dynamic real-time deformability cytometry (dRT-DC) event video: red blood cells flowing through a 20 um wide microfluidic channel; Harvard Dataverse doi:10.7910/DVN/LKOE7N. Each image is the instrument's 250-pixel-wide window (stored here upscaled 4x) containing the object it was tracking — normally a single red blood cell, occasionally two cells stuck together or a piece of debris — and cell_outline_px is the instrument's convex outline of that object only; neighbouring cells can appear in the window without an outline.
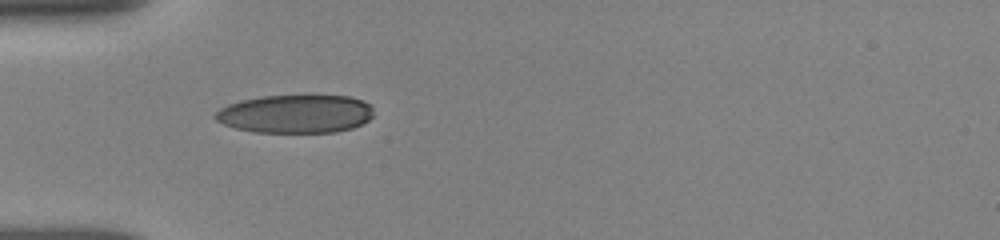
{"species": "human", "species_latin": "Homo sapiens", "temperature_condition": "room temperature", "stored_images_in_passage": 28, "camera_frame_rate_fps": 3000, "um_per_image_px": 0.085, "donor": {"sex": "female"}, "frame": {"image": 1, "passage_image": 1, "time_ms": 0.0, "image_size_px": [1000, 240], "cell_outline_px": [[372, 116], [368, 120], [352, 128], [336, 132], [256, 132], [236, 128], [224, 124], [216, 120], [212, 116], [220, 108], [228, 104], [240, 100], [260, 96], [308, 92], [312, 92], [348, 96], [364, 100], [372, 104]], "centroid_in_image_um": [25.15, 9.61], "position_along_channel_um": 59.9, "area_um2": 36.7}}
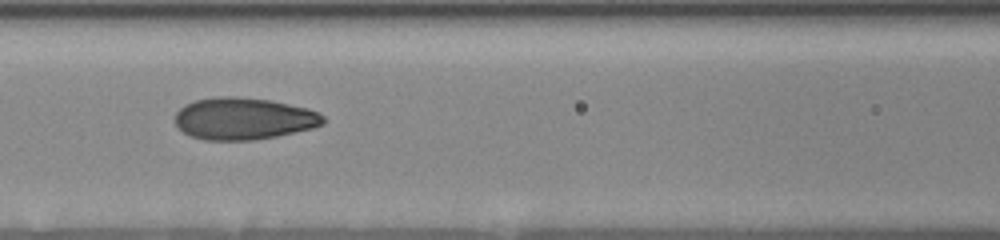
{"frame": {"image": 2, "passage_image": 16, "time_ms": 2.333, "image_size_px": [1000, 240], "cell_outline_px": [[324, 124], [312, 128], [276, 136], [252, 140], [204, 140], [192, 136], [176, 128], [172, 120], [176, 112], [184, 104], [196, 100], [216, 96], [236, 96], [272, 100], [308, 108], [320, 112], [324, 116]], "centroid_in_image_um": [20.67, 10.07], "position_along_channel_um": 145.9, "area_um2": 36.7}}
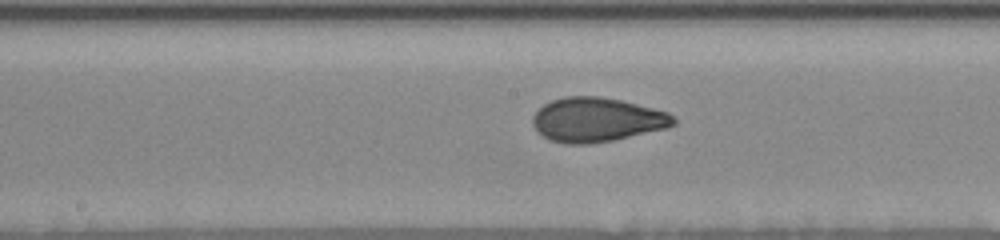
{"frame": {"image": 3, "passage_image": 23, "time_ms": 3.667, "image_size_px": [1000, 240], "cell_outline_px": [[676, 124], [668, 128], [612, 140], [588, 144], [568, 144], [548, 140], [532, 124], [532, 116], [544, 104], [552, 100], [564, 96], [600, 96], [620, 100], [668, 112], [676, 116]], "centroid_in_image_um": [50.75, 10.17], "position_along_channel_um": 197.5, "area_um2": 36.3}}